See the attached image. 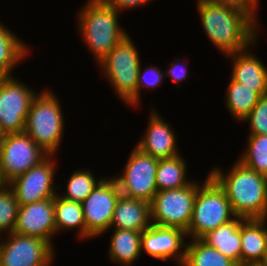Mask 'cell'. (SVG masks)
Masks as SVG:
<instances>
[{
	"label": "cell",
	"mask_w": 267,
	"mask_h": 266,
	"mask_svg": "<svg viewBox=\"0 0 267 266\" xmlns=\"http://www.w3.org/2000/svg\"><path fill=\"white\" fill-rule=\"evenodd\" d=\"M201 25L224 55L245 50L259 35L256 10H240L228 6L197 1ZM257 33V34H256Z\"/></svg>",
	"instance_id": "6da1fadb"
},
{
	"label": "cell",
	"mask_w": 267,
	"mask_h": 266,
	"mask_svg": "<svg viewBox=\"0 0 267 266\" xmlns=\"http://www.w3.org/2000/svg\"><path fill=\"white\" fill-rule=\"evenodd\" d=\"M213 167L209 174L225 190L234 214L245 219H267V177L237 161L229 172Z\"/></svg>",
	"instance_id": "7a4b0ae2"
},
{
	"label": "cell",
	"mask_w": 267,
	"mask_h": 266,
	"mask_svg": "<svg viewBox=\"0 0 267 266\" xmlns=\"http://www.w3.org/2000/svg\"><path fill=\"white\" fill-rule=\"evenodd\" d=\"M119 11L103 0H88L78 15V29L93 58L100 62L127 35L119 26Z\"/></svg>",
	"instance_id": "3957f363"
},
{
	"label": "cell",
	"mask_w": 267,
	"mask_h": 266,
	"mask_svg": "<svg viewBox=\"0 0 267 266\" xmlns=\"http://www.w3.org/2000/svg\"><path fill=\"white\" fill-rule=\"evenodd\" d=\"M58 97L51 90L33 99L26 117L24 131L47 154L56 156L64 133L63 113Z\"/></svg>",
	"instance_id": "277c9868"
},
{
	"label": "cell",
	"mask_w": 267,
	"mask_h": 266,
	"mask_svg": "<svg viewBox=\"0 0 267 266\" xmlns=\"http://www.w3.org/2000/svg\"><path fill=\"white\" fill-rule=\"evenodd\" d=\"M236 217L225 190L208 174L203 185L198 187L186 237L201 239L207 233L229 223Z\"/></svg>",
	"instance_id": "5b68a950"
},
{
	"label": "cell",
	"mask_w": 267,
	"mask_h": 266,
	"mask_svg": "<svg viewBox=\"0 0 267 266\" xmlns=\"http://www.w3.org/2000/svg\"><path fill=\"white\" fill-rule=\"evenodd\" d=\"M131 40L127 35L98 64L104 69V75L118 98L136 107V86L141 61L136 45Z\"/></svg>",
	"instance_id": "8992f818"
},
{
	"label": "cell",
	"mask_w": 267,
	"mask_h": 266,
	"mask_svg": "<svg viewBox=\"0 0 267 266\" xmlns=\"http://www.w3.org/2000/svg\"><path fill=\"white\" fill-rule=\"evenodd\" d=\"M199 185L192 181L183 188L158 191L150 203L152 224L187 232Z\"/></svg>",
	"instance_id": "52a82bcc"
},
{
	"label": "cell",
	"mask_w": 267,
	"mask_h": 266,
	"mask_svg": "<svg viewBox=\"0 0 267 266\" xmlns=\"http://www.w3.org/2000/svg\"><path fill=\"white\" fill-rule=\"evenodd\" d=\"M159 159L147 155L137 147L130 153L119 177L115 176L121 195L151 203L158 192L156 170Z\"/></svg>",
	"instance_id": "ba28073f"
},
{
	"label": "cell",
	"mask_w": 267,
	"mask_h": 266,
	"mask_svg": "<svg viewBox=\"0 0 267 266\" xmlns=\"http://www.w3.org/2000/svg\"><path fill=\"white\" fill-rule=\"evenodd\" d=\"M47 154L25 132L5 134L0 145L1 172L7 183L45 160Z\"/></svg>",
	"instance_id": "9c48e42d"
},
{
	"label": "cell",
	"mask_w": 267,
	"mask_h": 266,
	"mask_svg": "<svg viewBox=\"0 0 267 266\" xmlns=\"http://www.w3.org/2000/svg\"><path fill=\"white\" fill-rule=\"evenodd\" d=\"M121 195L117 181L104 177L81 203L86 225V239L110 229L116 202Z\"/></svg>",
	"instance_id": "30bf717a"
},
{
	"label": "cell",
	"mask_w": 267,
	"mask_h": 266,
	"mask_svg": "<svg viewBox=\"0 0 267 266\" xmlns=\"http://www.w3.org/2000/svg\"><path fill=\"white\" fill-rule=\"evenodd\" d=\"M37 93L15 79H0V126L5 134L23 132L30 105Z\"/></svg>",
	"instance_id": "8fae6325"
},
{
	"label": "cell",
	"mask_w": 267,
	"mask_h": 266,
	"mask_svg": "<svg viewBox=\"0 0 267 266\" xmlns=\"http://www.w3.org/2000/svg\"><path fill=\"white\" fill-rule=\"evenodd\" d=\"M0 244V266H51L54 248L37 237L14 232L6 234Z\"/></svg>",
	"instance_id": "7c38bea8"
},
{
	"label": "cell",
	"mask_w": 267,
	"mask_h": 266,
	"mask_svg": "<svg viewBox=\"0 0 267 266\" xmlns=\"http://www.w3.org/2000/svg\"><path fill=\"white\" fill-rule=\"evenodd\" d=\"M52 157L53 155H49L40 164L8 183L14 191L19 206L54 199L58 194L53 184L56 163Z\"/></svg>",
	"instance_id": "4fadbf2b"
},
{
	"label": "cell",
	"mask_w": 267,
	"mask_h": 266,
	"mask_svg": "<svg viewBox=\"0 0 267 266\" xmlns=\"http://www.w3.org/2000/svg\"><path fill=\"white\" fill-rule=\"evenodd\" d=\"M13 232L23 236L40 238L53 247L52 236L56 235L54 199L19 206Z\"/></svg>",
	"instance_id": "5bb4252c"
},
{
	"label": "cell",
	"mask_w": 267,
	"mask_h": 266,
	"mask_svg": "<svg viewBox=\"0 0 267 266\" xmlns=\"http://www.w3.org/2000/svg\"><path fill=\"white\" fill-rule=\"evenodd\" d=\"M184 237L186 232L181 229L151 224L141 234V250L148 256L162 261L174 257L173 259L182 265L186 247Z\"/></svg>",
	"instance_id": "9a60e30c"
},
{
	"label": "cell",
	"mask_w": 267,
	"mask_h": 266,
	"mask_svg": "<svg viewBox=\"0 0 267 266\" xmlns=\"http://www.w3.org/2000/svg\"><path fill=\"white\" fill-rule=\"evenodd\" d=\"M157 113L155 110L150 112V121L145 134L136 147L156 159L177 156L180 152L177 150V139L173 127L171 128V125Z\"/></svg>",
	"instance_id": "2e32d148"
},
{
	"label": "cell",
	"mask_w": 267,
	"mask_h": 266,
	"mask_svg": "<svg viewBox=\"0 0 267 266\" xmlns=\"http://www.w3.org/2000/svg\"><path fill=\"white\" fill-rule=\"evenodd\" d=\"M251 48L228 54L233 61L231 77L247 88H251L260 96L267 95V68L254 53L248 51Z\"/></svg>",
	"instance_id": "e0dca14e"
},
{
	"label": "cell",
	"mask_w": 267,
	"mask_h": 266,
	"mask_svg": "<svg viewBox=\"0 0 267 266\" xmlns=\"http://www.w3.org/2000/svg\"><path fill=\"white\" fill-rule=\"evenodd\" d=\"M151 222L150 204L120 195L114 209L110 228L143 232Z\"/></svg>",
	"instance_id": "ac0fdd59"
},
{
	"label": "cell",
	"mask_w": 267,
	"mask_h": 266,
	"mask_svg": "<svg viewBox=\"0 0 267 266\" xmlns=\"http://www.w3.org/2000/svg\"><path fill=\"white\" fill-rule=\"evenodd\" d=\"M245 220L243 217H236L207 233L201 240L239 265L241 263V224Z\"/></svg>",
	"instance_id": "d6986e66"
},
{
	"label": "cell",
	"mask_w": 267,
	"mask_h": 266,
	"mask_svg": "<svg viewBox=\"0 0 267 266\" xmlns=\"http://www.w3.org/2000/svg\"><path fill=\"white\" fill-rule=\"evenodd\" d=\"M267 219H246L241 224V263L262 262L267 250Z\"/></svg>",
	"instance_id": "ffe728a7"
},
{
	"label": "cell",
	"mask_w": 267,
	"mask_h": 266,
	"mask_svg": "<svg viewBox=\"0 0 267 266\" xmlns=\"http://www.w3.org/2000/svg\"><path fill=\"white\" fill-rule=\"evenodd\" d=\"M109 246V257L114 263L131 266L140 257L141 234L128 229H114Z\"/></svg>",
	"instance_id": "44dd1931"
},
{
	"label": "cell",
	"mask_w": 267,
	"mask_h": 266,
	"mask_svg": "<svg viewBox=\"0 0 267 266\" xmlns=\"http://www.w3.org/2000/svg\"><path fill=\"white\" fill-rule=\"evenodd\" d=\"M28 47L0 23V79L11 77L14 67L28 55Z\"/></svg>",
	"instance_id": "7402d4cb"
},
{
	"label": "cell",
	"mask_w": 267,
	"mask_h": 266,
	"mask_svg": "<svg viewBox=\"0 0 267 266\" xmlns=\"http://www.w3.org/2000/svg\"><path fill=\"white\" fill-rule=\"evenodd\" d=\"M187 164L185 159L179 155L159 159L156 170L157 190H169L183 188L192 181L186 178Z\"/></svg>",
	"instance_id": "603a6c76"
},
{
	"label": "cell",
	"mask_w": 267,
	"mask_h": 266,
	"mask_svg": "<svg viewBox=\"0 0 267 266\" xmlns=\"http://www.w3.org/2000/svg\"><path fill=\"white\" fill-rule=\"evenodd\" d=\"M54 217L56 233L61 230L78 228L81 239L86 238V225L81 203L68 201L58 196L54 197Z\"/></svg>",
	"instance_id": "cb8c5ba5"
},
{
	"label": "cell",
	"mask_w": 267,
	"mask_h": 266,
	"mask_svg": "<svg viewBox=\"0 0 267 266\" xmlns=\"http://www.w3.org/2000/svg\"><path fill=\"white\" fill-rule=\"evenodd\" d=\"M226 106L234 118L243 121L261 97L257 92L236 82L232 77L226 89Z\"/></svg>",
	"instance_id": "d4e9b609"
},
{
	"label": "cell",
	"mask_w": 267,
	"mask_h": 266,
	"mask_svg": "<svg viewBox=\"0 0 267 266\" xmlns=\"http://www.w3.org/2000/svg\"><path fill=\"white\" fill-rule=\"evenodd\" d=\"M180 266H237V264L201 239H192L186 244L185 259Z\"/></svg>",
	"instance_id": "484cf974"
},
{
	"label": "cell",
	"mask_w": 267,
	"mask_h": 266,
	"mask_svg": "<svg viewBox=\"0 0 267 266\" xmlns=\"http://www.w3.org/2000/svg\"><path fill=\"white\" fill-rule=\"evenodd\" d=\"M247 143V149L238 161L267 177V135H249Z\"/></svg>",
	"instance_id": "4316f807"
},
{
	"label": "cell",
	"mask_w": 267,
	"mask_h": 266,
	"mask_svg": "<svg viewBox=\"0 0 267 266\" xmlns=\"http://www.w3.org/2000/svg\"><path fill=\"white\" fill-rule=\"evenodd\" d=\"M102 179H95V176L89 169L75 170L65 187L67 193L65 192L63 195L58 194V196L68 201L82 203Z\"/></svg>",
	"instance_id": "83f0119b"
},
{
	"label": "cell",
	"mask_w": 267,
	"mask_h": 266,
	"mask_svg": "<svg viewBox=\"0 0 267 266\" xmlns=\"http://www.w3.org/2000/svg\"><path fill=\"white\" fill-rule=\"evenodd\" d=\"M19 204L13 189L7 185L0 189V232L14 231Z\"/></svg>",
	"instance_id": "f1b7e54d"
},
{
	"label": "cell",
	"mask_w": 267,
	"mask_h": 266,
	"mask_svg": "<svg viewBox=\"0 0 267 266\" xmlns=\"http://www.w3.org/2000/svg\"><path fill=\"white\" fill-rule=\"evenodd\" d=\"M243 121H249V135H267V95L259 98L258 103Z\"/></svg>",
	"instance_id": "f546056e"
},
{
	"label": "cell",
	"mask_w": 267,
	"mask_h": 266,
	"mask_svg": "<svg viewBox=\"0 0 267 266\" xmlns=\"http://www.w3.org/2000/svg\"><path fill=\"white\" fill-rule=\"evenodd\" d=\"M142 67L140 65L137 77V86H136V106L140 104V91L143 87H150L154 89L155 87L160 86L162 84L163 72L160 68H156L154 66H149L142 71ZM149 76V77H148ZM151 76V77H150Z\"/></svg>",
	"instance_id": "4dcf8cb0"
},
{
	"label": "cell",
	"mask_w": 267,
	"mask_h": 266,
	"mask_svg": "<svg viewBox=\"0 0 267 266\" xmlns=\"http://www.w3.org/2000/svg\"><path fill=\"white\" fill-rule=\"evenodd\" d=\"M212 5L228 6L240 10H256L259 0H197Z\"/></svg>",
	"instance_id": "1f68e13d"
},
{
	"label": "cell",
	"mask_w": 267,
	"mask_h": 266,
	"mask_svg": "<svg viewBox=\"0 0 267 266\" xmlns=\"http://www.w3.org/2000/svg\"><path fill=\"white\" fill-rule=\"evenodd\" d=\"M180 60L181 59L177 58V62L171 63V68H167V70L164 71L165 77L171 78L178 88L181 85L180 82L187 79L188 76L186 65H183ZM179 62L181 64H179Z\"/></svg>",
	"instance_id": "d6a6232c"
},
{
	"label": "cell",
	"mask_w": 267,
	"mask_h": 266,
	"mask_svg": "<svg viewBox=\"0 0 267 266\" xmlns=\"http://www.w3.org/2000/svg\"><path fill=\"white\" fill-rule=\"evenodd\" d=\"M106 4L114 7L119 12L122 10H127L128 8H135L138 6H144V4H147L148 2H151L152 0H103Z\"/></svg>",
	"instance_id": "836d02e7"
},
{
	"label": "cell",
	"mask_w": 267,
	"mask_h": 266,
	"mask_svg": "<svg viewBox=\"0 0 267 266\" xmlns=\"http://www.w3.org/2000/svg\"><path fill=\"white\" fill-rule=\"evenodd\" d=\"M237 266H265L262 262H247V263H240Z\"/></svg>",
	"instance_id": "e575fe53"
},
{
	"label": "cell",
	"mask_w": 267,
	"mask_h": 266,
	"mask_svg": "<svg viewBox=\"0 0 267 266\" xmlns=\"http://www.w3.org/2000/svg\"><path fill=\"white\" fill-rule=\"evenodd\" d=\"M8 183L6 182V180L4 179L2 172H1V165H0V189L4 188L5 186H7Z\"/></svg>",
	"instance_id": "d590c367"
},
{
	"label": "cell",
	"mask_w": 267,
	"mask_h": 266,
	"mask_svg": "<svg viewBox=\"0 0 267 266\" xmlns=\"http://www.w3.org/2000/svg\"><path fill=\"white\" fill-rule=\"evenodd\" d=\"M4 137H5V133L2 131L1 126H0V145L2 141L4 140Z\"/></svg>",
	"instance_id": "8d00e7d4"
},
{
	"label": "cell",
	"mask_w": 267,
	"mask_h": 266,
	"mask_svg": "<svg viewBox=\"0 0 267 266\" xmlns=\"http://www.w3.org/2000/svg\"><path fill=\"white\" fill-rule=\"evenodd\" d=\"M262 263H263L265 266H267V250H266V252H265V255H264V258H263V260H262Z\"/></svg>",
	"instance_id": "74e56055"
}]
</instances>
